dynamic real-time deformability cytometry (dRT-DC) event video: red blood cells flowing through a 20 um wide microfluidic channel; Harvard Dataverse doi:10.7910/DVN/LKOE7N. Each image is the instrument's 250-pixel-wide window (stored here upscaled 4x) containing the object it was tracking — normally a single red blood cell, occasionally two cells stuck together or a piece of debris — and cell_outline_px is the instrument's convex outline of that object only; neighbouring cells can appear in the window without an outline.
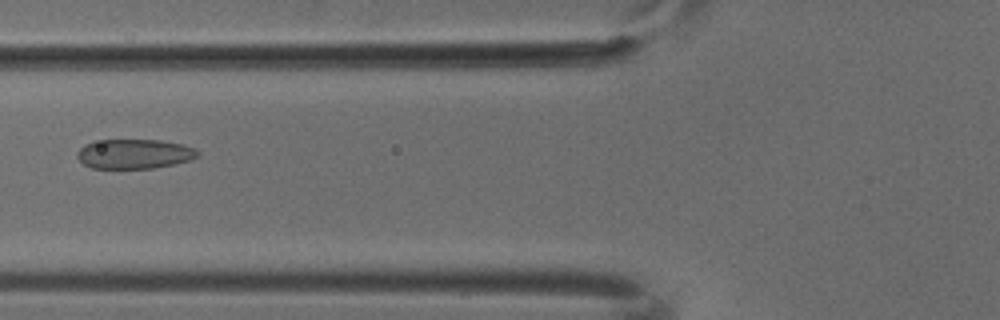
{"species": "common noctule bat (a hibernating species)", "species_latin": "Nyctalus noctula", "temperature_condition": "cold", "stored_images_in_passage": 4, "camera_frame_rate_fps": 3000, "um_per_image_px": 0.085, "animal": {"sex": "male", "body_mass_g": 18.8}, "frame": {"image": 1, "passage_image": 3, "time_ms": 0.667, "image_size_px": [1000, 320], "cell_outline_px": [[200, 156], [192, 160], [176, 164], [152, 168], [92, 168], [84, 164], [76, 156], [76, 152], [84, 144], [92, 140], [160, 140], [180, 144], [196, 148], [200, 152]], "centroid_in_image_um": [11.43, 13.08], "position_along_channel_um": 114.4, "area_um2": 21.04}}
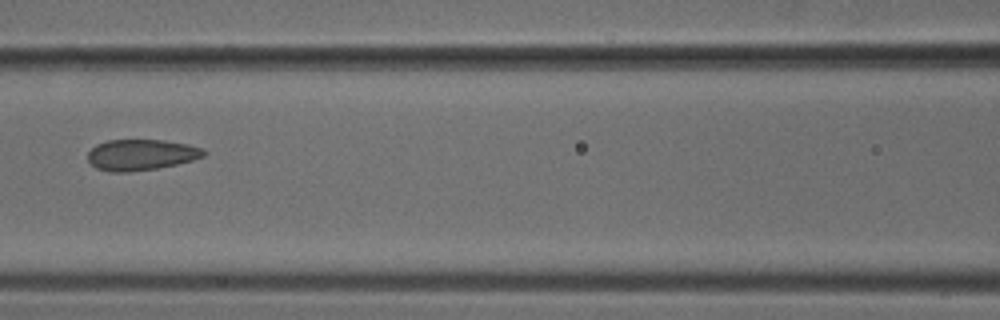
{"frame": {"image": 2, "passage_image": 4, "time_ms": 1.0, "image_size_px": [1000, 320], "cell_outline_px": [[208, 152], [204, 156], [192, 160], [176, 164], [156, 168], [128, 172], [112, 172], [96, 168], [88, 160], [88, 152], [96, 144], [108, 140], [164, 140], [188, 144], [204, 148]], "centroid_in_image_um": [12.01, 13.15], "position_along_channel_um": 154.6, "area_um2": 20.92}}